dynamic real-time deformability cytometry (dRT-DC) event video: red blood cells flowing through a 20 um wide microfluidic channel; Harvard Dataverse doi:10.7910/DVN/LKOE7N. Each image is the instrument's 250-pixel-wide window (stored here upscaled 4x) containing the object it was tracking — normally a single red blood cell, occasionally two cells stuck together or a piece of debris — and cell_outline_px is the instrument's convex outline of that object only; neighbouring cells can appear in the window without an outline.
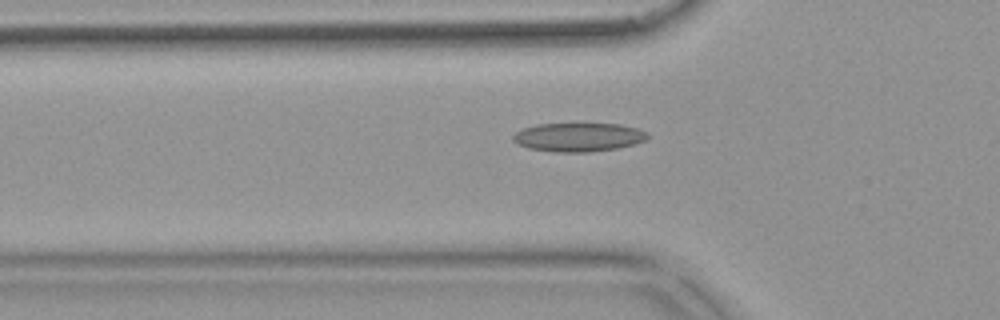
{"species": "common noctule bat (a hibernating species)", "species_latin": "Nyctalus noctula", "temperature_condition": "warm", "stored_images_in_passage": 47, "camera_frame_rate_fps": 3000, "um_per_image_px": 0.085, "animal": {"sex": "female", "body_mass_g": 18.4}, "frame": {"image": 1, "passage_image": 11, "time_ms": 3.333, "image_size_px": [1000, 320], "cell_outline_px": [[648, 136], [644, 140], [632, 144], [616, 148], [588, 152], [560, 152], [528, 148], [512, 140], [512, 136], [516, 132], [524, 128], [536, 124], [620, 124], [636, 128], [648, 132]], "centroid_in_image_um": [49.15, 11.65], "position_along_channel_um": 76.6, "area_um2": 22.2}}
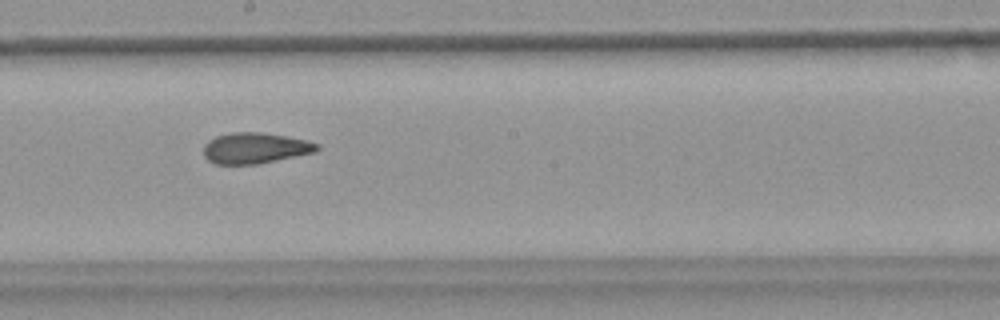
{"frame": {"image": 2, "passage_image": 23, "time_ms": 7.333, "image_size_px": [1000, 320], "cell_outline_px": [[320, 148], [316, 152], [256, 164], [216, 164], [208, 160], [204, 156], [204, 144], [208, 140], [216, 136], [232, 132], [260, 132], [284, 136], [304, 140], [320, 144]], "centroid_in_image_um": [21.67, 12.58], "position_along_channel_um": 226.5, "area_um2": 20.29}}
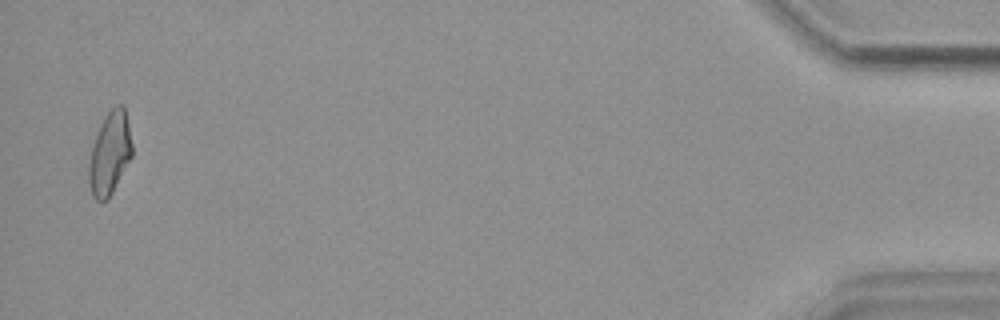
{"frame": {"image": 3, "passage_image": 46, "time_ms": 15.0, "image_size_px": [1000, 320], "cell_outline_px": [[132, 156], [112, 192], [104, 200], [96, 200], [92, 196], [88, 184], [88, 164], [92, 148], [100, 124], [104, 116], [116, 104], [124, 104], [132, 144]], "centroid_in_image_um": [9.32, 13.01], "position_along_channel_um": 425.9, "area_um2": 20.69}, "authors_computed_cell_mechanics": {"area_um2": 20.7502, "velocity_mm_per_s": 3.744, "shape_relaxation_time_tau1_ms": null, "shape_relaxation_time_tau2_ms": 3.128, "deformation_change_tau1": null, "deformation_change_tau2": 0.0916}}